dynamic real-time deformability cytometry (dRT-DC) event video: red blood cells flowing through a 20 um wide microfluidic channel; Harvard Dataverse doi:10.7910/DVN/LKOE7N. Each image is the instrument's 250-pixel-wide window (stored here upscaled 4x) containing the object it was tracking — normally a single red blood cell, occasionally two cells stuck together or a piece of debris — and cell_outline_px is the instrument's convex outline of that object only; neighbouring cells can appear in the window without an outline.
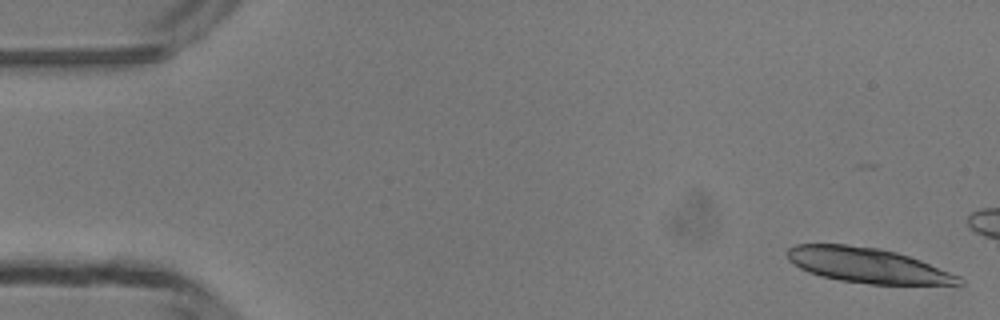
{"species": "common noctule bat (a hibernating species)", "species_latin": "Nyctalus noctula", "temperature_condition": "room temperature", "stored_images_in_passage": 11, "camera_frame_rate_fps": 3000, "um_per_image_px": 0.085, "animal": {"sex": "male", "body_mass_g": 13.3}, "frame": {"image": 1, "passage_image": 1, "time_ms": 0.0, "image_size_px": [1000, 320], "cell_outline_px": [[964, 284], [868, 284], [840, 280], [820, 276], [808, 272], [800, 268], [788, 260], [788, 248], [796, 244], [844, 244], [880, 248], [896, 252], [920, 260], [960, 276], [964, 280]], "centroid_in_image_um": [73.73, 22.55], "position_along_channel_um": 11.3, "area_um2": 34.85}}